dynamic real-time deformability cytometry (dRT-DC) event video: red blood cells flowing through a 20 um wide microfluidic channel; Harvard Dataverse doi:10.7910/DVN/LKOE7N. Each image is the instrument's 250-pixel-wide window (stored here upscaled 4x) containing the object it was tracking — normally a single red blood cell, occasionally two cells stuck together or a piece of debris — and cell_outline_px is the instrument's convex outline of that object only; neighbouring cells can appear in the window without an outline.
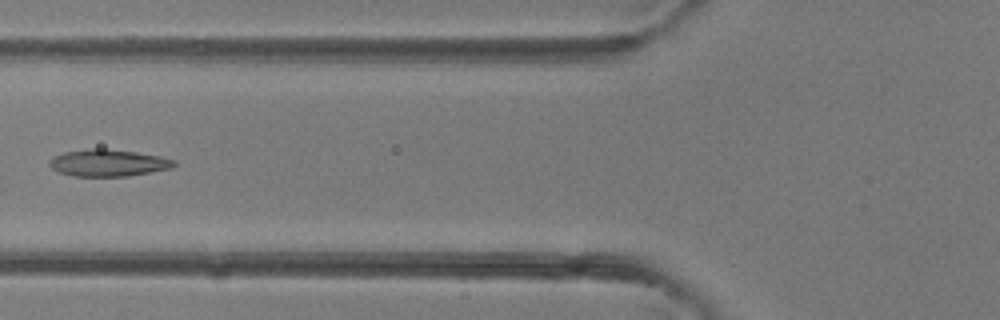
{"species": "common noctule bat (a hibernating species)", "species_latin": "Nyctalus noctula", "temperature_condition": "room temperature", "stored_images_in_passage": 34, "camera_frame_rate_fps": 3000, "um_per_image_px": 0.085, "animal": {"sex": "female"}, "frame": {"image": 1, "passage_image": 9, "time_ms": 2.667, "image_size_px": [1000, 320], "cell_outline_px": [[176, 164], [172, 168], [128, 176], [72, 176], [60, 172], [52, 168], [48, 164], [48, 160], [52, 156], [64, 152], [92, 148], [104, 148], [136, 152], [160, 156], [176, 160]], "centroid_in_image_um": [9.18, 13.84], "position_along_channel_um": 116.6, "area_um2": 19.65}}
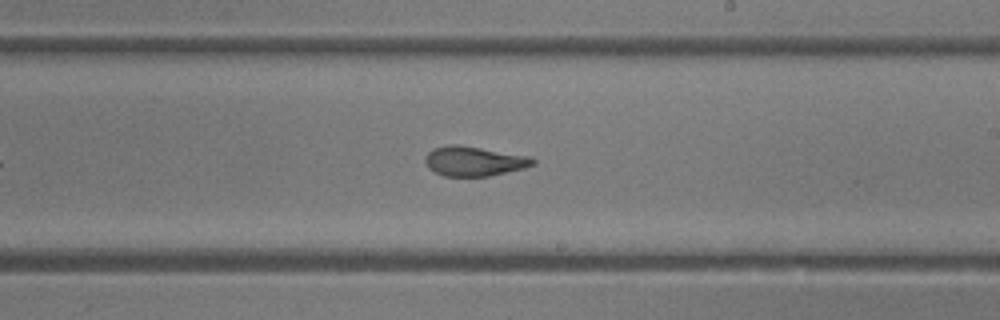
{"frame": {"image": 2, "passage_image": 17, "time_ms": 5.333, "image_size_px": [1000, 320], "cell_outline_px": [[536, 164], [524, 168], [488, 176], [444, 176], [428, 168], [424, 160], [428, 152], [432, 148], [448, 144], [456, 144], [532, 156], [536, 160]], "centroid_in_image_um": [40.31, 13.69], "position_along_channel_um": 248.7, "area_um2": 18.73}}
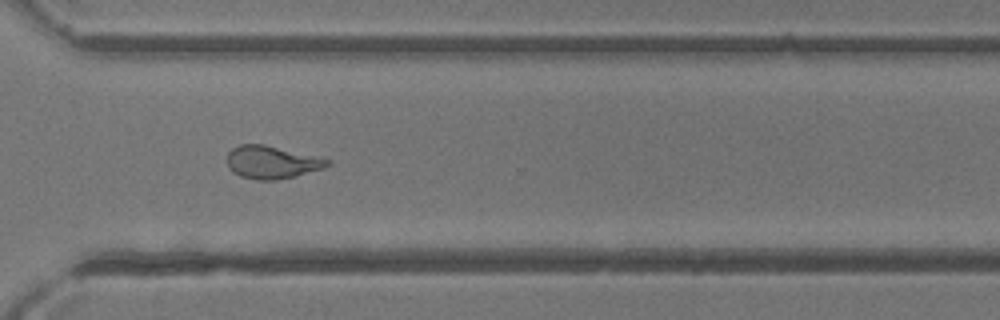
{"frame": {"image": 3, "passage_image": 23, "time_ms": 7.333, "image_size_px": [1000, 320], "cell_outline_px": [[332, 164], [324, 168], [276, 180], [256, 180], [240, 176], [232, 172], [228, 168], [228, 152], [232, 148], [240, 144], [264, 144], [324, 156], [332, 160]], "centroid_in_image_um": [23.16, 13.77], "position_along_channel_um": 347.4, "area_um2": 19.59}}